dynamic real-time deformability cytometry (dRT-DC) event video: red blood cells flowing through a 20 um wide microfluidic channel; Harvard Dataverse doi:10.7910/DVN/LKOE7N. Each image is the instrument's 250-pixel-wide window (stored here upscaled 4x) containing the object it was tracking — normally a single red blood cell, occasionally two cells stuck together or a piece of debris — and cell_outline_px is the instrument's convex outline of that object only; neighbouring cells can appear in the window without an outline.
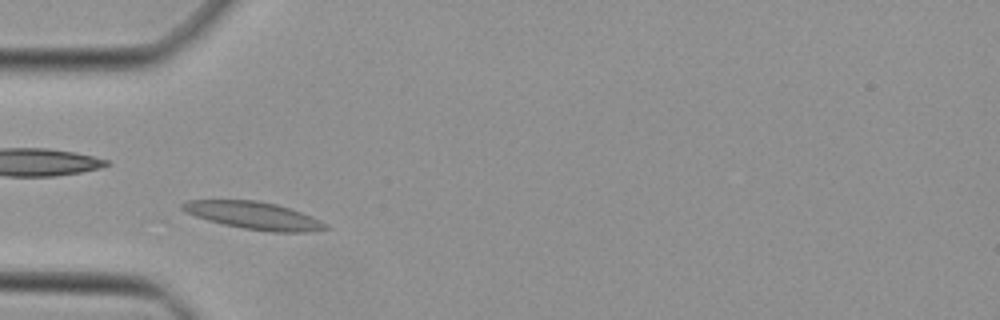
{"species": "Egyptian fruit bat (a non-hibernating species)", "species_latin": "Rousettus aegyptiacus", "temperature_condition": "cold", "stored_images_in_passage": 16, "camera_frame_rate_fps": 3000, "um_per_image_px": 0.085, "animal": {"sex": "female"}, "frame": {"image": 1, "passage_image": 5, "time_ms": 1.333, "image_size_px": [1000, 320], "cell_outline_px": [[332, 228], [308, 232], [272, 232], [244, 228], [224, 224], [208, 220], [196, 216], [180, 208], [180, 204], [188, 200], [256, 200], [276, 204], [312, 216], [328, 224]], "centroid_in_image_um": [21.61, 18.32], "position_along_channel_um": 63.4, "area_um2": 22.77}}
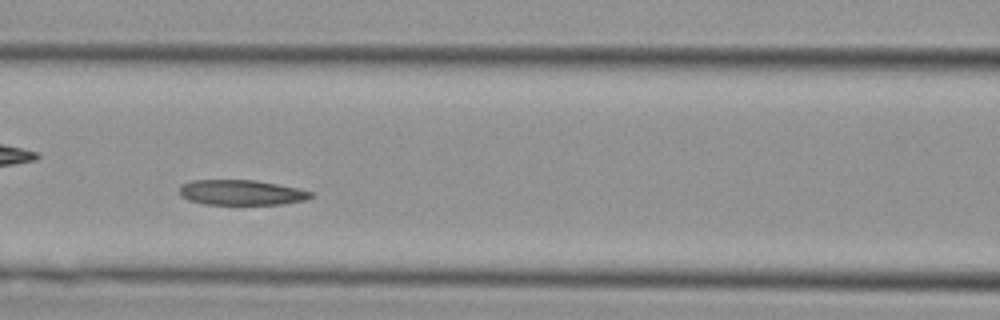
{"frame": {"image": 2, "passage_image": 11, "time_ms": 3.333, "image_size_px": [1000, 320], "cell_outline_px": [[312, 196], [308, 200], [280, 204], [204, 204], [188, 200], [180, 196], [180, 184], [192, 180], [256, 180], [296, 188], [312, 192]], "centroid_in_image_um": [20.48, 16.36], "position_along_channel_um": 146.1, "area_um2": 19.25}}